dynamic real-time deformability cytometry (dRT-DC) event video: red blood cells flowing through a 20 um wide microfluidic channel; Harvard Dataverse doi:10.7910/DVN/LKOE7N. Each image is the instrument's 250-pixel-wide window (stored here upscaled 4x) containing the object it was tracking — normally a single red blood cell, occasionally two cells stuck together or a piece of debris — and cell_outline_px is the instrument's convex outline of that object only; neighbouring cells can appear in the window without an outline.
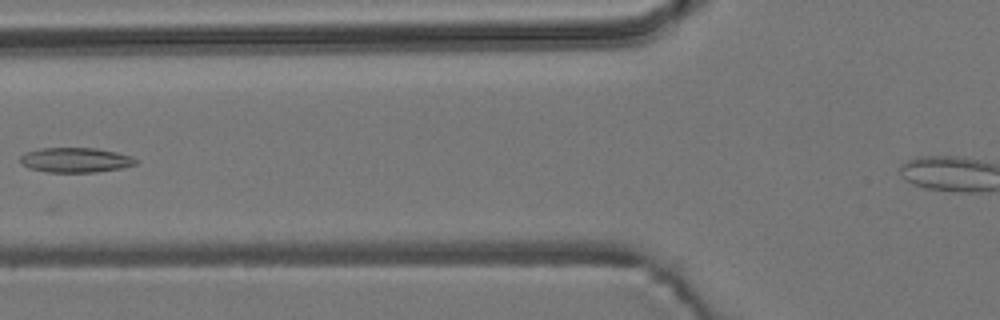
{"species": "common noctule bat (a hibernating species)", "species_latin": "Nyctalus noctula", "temperature_condition": "room temperature", "stored_images_in_passage": 4, "camera_frame_rate_fps": 3000, "um_per_image_px": 0.085, "animal": {"sex": "male", "body_mass_g": 19.2, "forearm_length_mm": 51.8}, "frame": {"image": 1, "passage_image": 3, "time_ms": 2.333, "image_size_px": [1000, 320], "cell_outline_px": [[140, 160], [136, 164], [120, 168], [96, 172], [48, 172], [28, 168], [20, 164], [20, 156], [24, 152], [40, 148], [96, 148], [116, 152], [132, 156]], "centroid_in_image_um": [6.4, 13.6], "position_along_channel_um": 119.4, "area_um2": 16.88}}
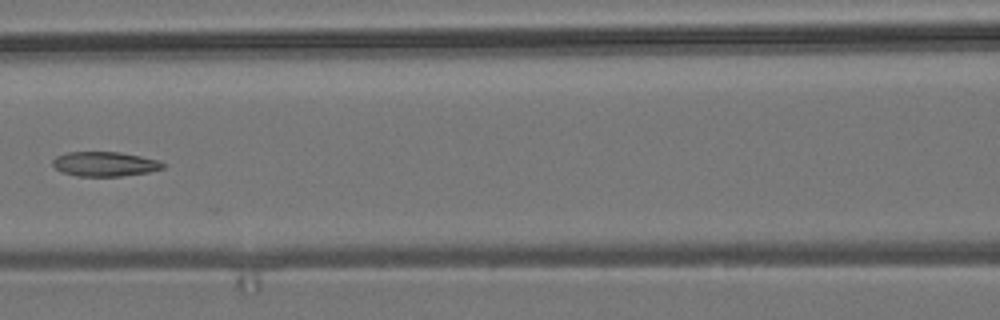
{"frame": {"image": 2, "passage_image": 4, "time_ms": 3.333, "image_size_px": [1000, 320], "cell_outline_px": [[168, 164], [164, 168], [148, 172], [120, 176], [76, 176], [60, 172], [52, 164], [52, 160], [56, 156], [68, 152], [120, 152], [160, 160]], "centroid_in_image_um": [8.92, 13.94], "position_along_channel_um": 157.7, "area_um2": 15.95}}